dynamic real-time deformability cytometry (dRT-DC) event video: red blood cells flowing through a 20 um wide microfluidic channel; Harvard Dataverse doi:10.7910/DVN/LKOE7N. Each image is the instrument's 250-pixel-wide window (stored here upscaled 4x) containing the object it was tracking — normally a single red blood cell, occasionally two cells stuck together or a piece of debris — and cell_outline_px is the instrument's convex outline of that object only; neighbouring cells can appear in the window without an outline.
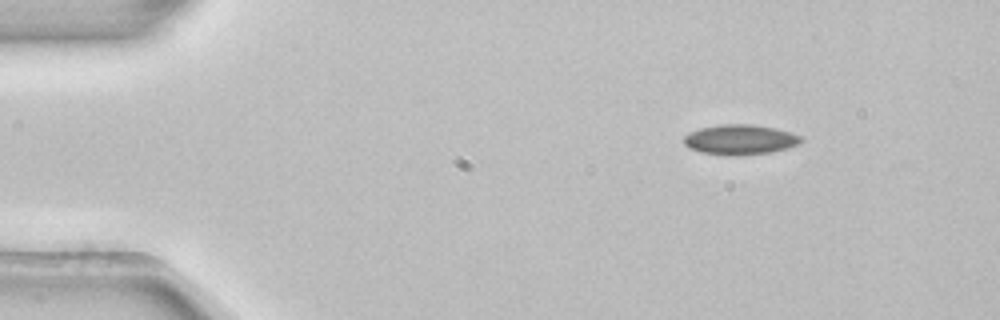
{"species": "common noctule bat (a hibernating species)", "species_latin": "Nyctalus noctula", "temperature_condition": "room temperature", "stored_images_in_passage": 3, "camera_frame_rate_fps": 3000, "um_per_image_px": 0.085, "animal": {"sex": "female", "body_mass_g": 22.7, "forearm_length_mm": 54.2}, "frame": {"image": 1, "passage_image": 1, "time_ms": 0.0, "image_size_px": [1000, 320], "cell_outline_px": [[804, 140], [800, 144], [768, 152], [700, 152], [688, 148], [684, 144], [684, 136], [688, 132], [700, 128], [720, 124], [752, 124], [792, 132], [804, 136]], "centroid_in_image_um": [62.92, 11.8], "position_along_channel_um": 22.1, "area_um2": 19.59}}
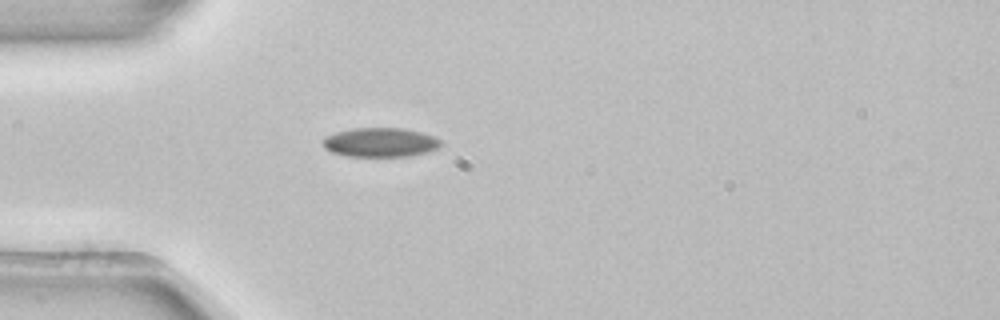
{"frame": {"image": 2, "passage_image": 3, "time_ms": 0.667, "image_size_px": [1000, 320], "cell_outline_px": [[440, 144], [436, 148], [424, 152], [408, 156], [348, 156], [332, 152], [324, 148], [320, 140], [324, 136], [336, 132], [352, 128], [404, 128], [420, 132], [432, 136], [440, 140]], "centroid_in_image_um": [32.23, 12.09], "position_along_channel_um": 52.8, "area_um2": 19.94}}